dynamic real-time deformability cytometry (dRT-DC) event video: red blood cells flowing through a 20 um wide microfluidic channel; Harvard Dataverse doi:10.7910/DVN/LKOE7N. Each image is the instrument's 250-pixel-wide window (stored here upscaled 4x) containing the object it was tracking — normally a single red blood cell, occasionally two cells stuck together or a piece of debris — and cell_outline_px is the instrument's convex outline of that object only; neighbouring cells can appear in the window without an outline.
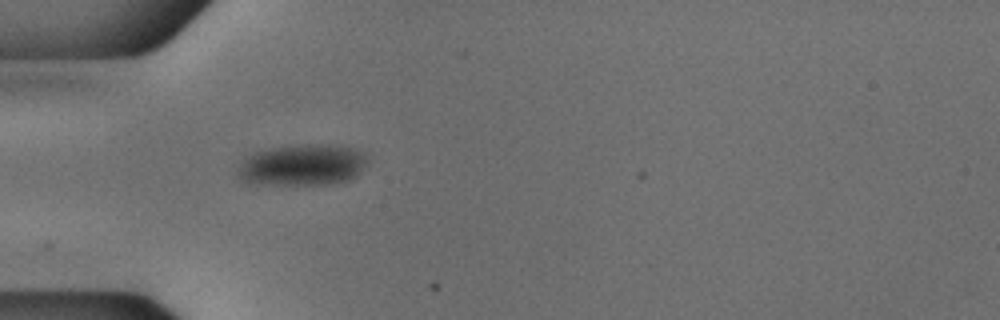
{"species": "common noctule bat (a hibernating species)", "species_latin": "Nyctalus noctula", "temperature_condition": "cold", "stored_images_in_passage": 38, "camera_frame_rate_fps": 3000, "um_per_image_px": 0.085, "animal": {"sex": "male", "body_mass_g": 18.8}, "frame": {"image": 1, "passage_image": 1, "time_ms": 0.0, "image_size_px": [1000, 320], "cell_outline_px": [[364, 164], [356, 176], [348, 180], [332, 184], [248, 184], [236, 176], [236, 168], [248, 156], [256, 152], [272, 148], [300, 144], [328, 144], [352, 148], [360, 152], [364, 156]], "centroid_in_image_um": [25.62, 14.04], "position_along_channel_um": 59.4, "area_um2": 31.04}}
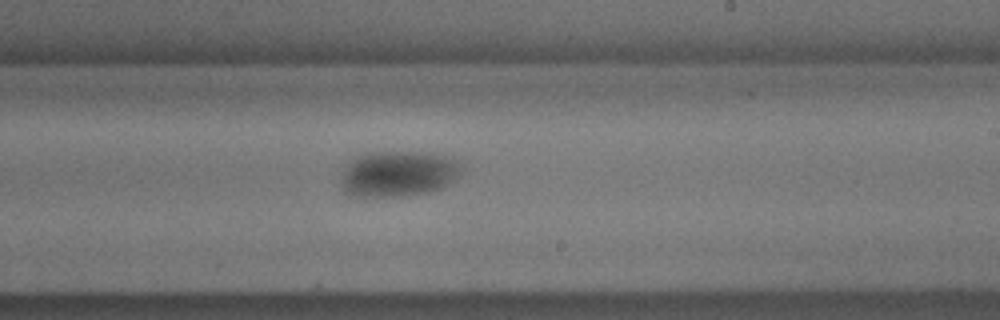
{"frame": {"image": 2, "passage_image": 17, "time_ms": 5.333, "image_size_px": [1000, 320], "cell_outline_px": [[464, 164], [460, 172], [452, 180], [440, 188], [428, 192], [404, 196], [356, 196], [344, 192], [340, 180], [340, 176], [344, 168], [352, 160], [368, 152], [432, 152], [452, 156]], "centroid_in_image_um": [33.87, 14.75], "position_along_channel_um": 255.1, "area_um2": 32.37}}
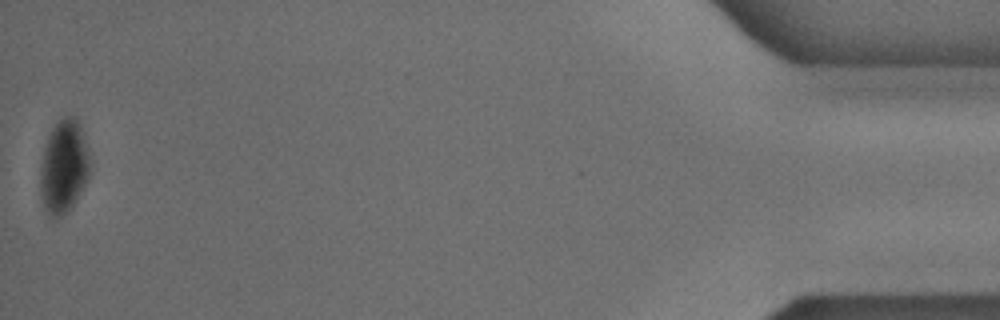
{"frame": {"image": 3, "passage_image": 38, "time_ms": 12.333, "image_size_px": [1000, 320], "cell_outline_px": [[92, 164], [88, 180], [68, 212], [56, 220], [48, 216], [44, 208], [40, 196], [40, 168], [44, 148], [48, 136], [52, 128], [64, 116], [76, 116], [84, 132], [92, 160]], "centroid_in_image_um": [5.45, 14.18], "position_along_channel_um": 429.7, "area_um2": 27.86}}